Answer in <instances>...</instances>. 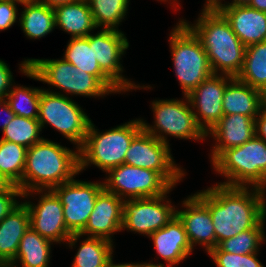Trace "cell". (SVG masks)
<instances>
[{"label": "cell", "mask_w": 266, "mask_h": 267, "mask_svg": "<svg viewBox=\"0 0 266 267\" xmlns=\"http://www.w3.org/2000/svg\"><path fill=\"white\" fill-rule=\"evenodd\" d=\"M71 97L41 91L38 121L41 129L50 125L70 141L74 148H80L87 135L91 118ZM48 124V125H47Z\"/></svg>", "instance_id": "obj_9"}, {"label": "cell", "mask_w": 266, "mask_h": 267, "mask_svg": "<svg viewBox=\"0 0 266 267\" xmlns=\"http://www.w3.org/2000/svg\"><path fill=\"white\" fill-rule=\"evenodd\" d=\"M103 187L123 200L164 195L172 186L156 171L122 164L106 172Z\"/></svg>", "instance_id": "obj_11"}, {"label": "cell", "mask_w": 266, "mask_h": 267, "mask_svg": "<svg viewBox=\"0 0 266 267\" xmlns=\"http://www.w3.org/2000/svg\"><path fill=\"white\" fill-rule=\"evenodd\" d=\"M215 0H206L204 4H212Z\"/></svg>", "instance_id": "obj_49"}, {"label": "cell", "mask_w": 266, "mask_h": 267, "mask_svg": "<svg viewBox=\"0 0 266 267\" xmlns=\"http://www.w3.org/2000/svg\"><path fill=\"white\" fill-rule=\"evenodd\" d=\"M222 108L224 115L238 113L255 119L260 112L258 89L233 77L226 85Z\"/></svg>", "instance_id": "obj_25"}, {"label": "cell", "mask_w": 266, "mask_h": 267, "mask_svg": "<svg viewBox=\"0 0 266 267\" xmlns=\"http://www.w3.org/2000/svg\"><path fill=\"white\" fill-rule=\"evenodd\" d=\"M97 33L89 35V45H94L95 58L101 70L124 92L131 90L151 89L152 86L136 84L122 73V56L129 48V41L126 34L121 30L101 29Z\"/></svg>", "instance_id": "obj_13"}, {"label": "cell", "mask_w": 266, "mask_h": 267, "mask_svg": "<svg viewBox=\"0 0 266 267\" xmlns=\"http://www.w3.org/2000/svg\"><path fill=\"white\" fill-rule=\"evenodd\" d=\"M55 26L70 38L87 37L97 30L90 6L87 0H74L54 9Z\"/></svg>", "instance_id": "obj_24"}, {"label": "cell", "mask_w": 266, "mask_h": 267, "mask_svg": "<svg viewBox=\"0 0 266 267\" xmlns=\"http://www.w3.org/2000/svg\"><path fill=\"white\" fill-rule=\"evenodd\" d=\"M35 196L39 198L34 199ZM30 197L37 200V203L28 200ZM21 199H24L23 202L28 208L30 227L34 231L54 244L67 242L72 234L67 230L64 222L61 200L53 190H34L22 193Z\"/></svg>", "instance_id": "obj_14"}, {"label": "cell", "mask_w": 266, "mask_h": 267, "mask_svg": "<svg viewBox=\"0 0 266 267\" xmlns=\"http://www.w3.org/2000/svg\"><path fill=\"white\" fill-rule=\"evenodd\" d=\"M199 38L213 74L237 77L244 64L246 47L225 17L212 5L203 4L197 20L181 19Z\"/></svg>", "instance_id": "obj_2"}, {"label": "cell", "mask_w": 266, "mask_h": 267, "mask_svg": "<svg viewBox=\"0 0 266 267\" xmlns=\"http://www.w3.org/2000/svg\"><path fill=\"white\" fill-rule=\"evenodd\" d=\"M255 135L266 142V112L261 110L255 118Z\"/></svg>", "instance_id": "obj_39"}, {"label": "cell", "mask_w": 266, "mask_h": 267, "mask_svg": "<svg viewBox=\"0 0 266 267\" xmlns=\"http://www.w3.org/2000/svg\"><path fill=\"white\" fill-rule=\"evenodd\" d=\"M123 199L103 189L97 196L95 206L90 214L87 225L80 234H72L67 247L76 248L81 237H99L114 242L112 237L121 232L123 224Z\"/></svg>", "instance_id": "obj_16"}, {"label": "cell", "mask_w": 266, "mask_h": 267, "mask_svg": "<svg viewBox=\"0 0 266 267\" xmlns=\"http://www.w3.org/2000/svg\"><path fill=\"white\" fill-rule=\"evenodd\" d=\"M10 183L0 174V191H3Z\"/></svg>", "instance_id": "obj_46"}, {"label": "cell", "mask_w": 266, "mask_h": 267, "mask_svg": "<svg viewBox=\"0 0 266 267\" xmlns=\"http://www.w3.org/2000/svg\"><path fill=\"white\" fill-rule=\"evenodd\" d=\"M41 132L42 129L38 119H29L15 115L2 131L3 136L1 140L30 148L44 138L40 137Z\"/></svg>", "instance_id": "obj_33"}, {"label": "cell", "mask_w": 266, "mask_h": 267, "mask_svg": "<svg viewBox=\"0 0 266 267\" xmlns=\"http://www.w3.org/2000/svg\"><path fill=\"white\" fill-rule=\"evenodd\" d=\"M22 6L18 23L28 39L44 38L56 28L53 8L37 0H23Z\"/></svg>", "instance_id": "obj_26"}, {"label": "cell", "mask_w": 266, "mask_h": 267, "mask_svg": "<svg viewBox=\"0 0 266 267\" xmlns=\"http://www.w3.org/2000/svg\"><path fill=\"white\" fill-rule=\"evenodd\" d=\"M259 252L251 254H232L225 251H210L212 261L216 267H265L259 261Z\"/></svg>", "instance_id": "obj_35"}, {"label": "cell", "mask_w": 266, "mask_h": 267, "mask_svg": "<svg viewBox=\"0 0 266 267\" xmlns=\"http://www.w3.org/2000/svg\"><path fill=\"white\" fill-rule=\"evenodd\" d=\"M176 24L169 34V48L173 70L179 81L182 94L187 96L213 72L199 38L181 18Z\"/></svg>", "instance_id": "obj_7"}, {"label": "cell", "mask_w": 266, "mask_h": 267, "mask_svg": "<svg viewBox=\"0 0 266 267\" xmlns=\"http://www.w3.org/2000/svg\"><path fill=\"white\" fill-rule=\"evenodd\" d=\"M113 257H111V259L109 260L108 264H107V267H144L146 265V262H136V263H114L113 261Z\"/></svg>", "instance_id": "obj_41"}, {"label": "cell", "mask_w": 266, "mask_h": 267, "mask_svg": "<svg viewBox=\"0 0 266 267\" xmlns=\"http://www.w3.org/2000/svg\"><path fill=\"white\" fill-rule=\"evenodd\" d=\"M153 124L141 118L143 129L158 140L171 145L168 137L178 139L205 141L206 134L196 122L191 104L187 96L180 99H155L151 101ZM202 140V141H201Z\"/></svg>", "instance_id": "obj_8"}, {"label": "cell", "mask_w": 266, "mask_h": 267, "mask_svg": "<svg viewBox=\"0 0 266 267\" xmlns=\"http://www.w3.org/2000/svg\"><path fill=\"white\" fill-rule=\"evenodd\" d=\"M260 110L266 112V84L258 89Z\"/></svg>", "instance_id": "obj_42"}, {"label": "cell", "mask_w": 266, "mask_h": 267, "mask_svg": "<svg viewBox=\"0 0 266 267\" xmlns=\"http://www.w3.org/2000/svg\"><path fill=\"white\" fill-rule=\"evenodd\" d=\"M233 77L212 74L188 95L199 127L207 134L224 115L222 102L226 85Z\"/></svg>", "instance_id": "obj_17"}, {"label": "cell", "mask_w": 266, "mask_h": 267, "mask_svg": "<svg viewBox=\"0 0 266 267\" xmlns=\"http://www.w3.org/2000/svg\"><path fill=\"white\" fill-rule=\"evenodd\" d=\"M0 111V114H6V118L2 122L1 126V131H3L16 114L11 110L9 103L6 100H0Z\"/></svg>", "instance_id": "obj_40"}, {"label": "cell", "mask_w": 266, "mask_h": 267, "mask_svg": "<svg viewBox=\"0 0 266 267\" xmlns=\"http://www.w3.org/2000/svg\"><path fill=\"white\" fill-rule=\"evenodd\" d=\"M22 198L21 189L9 184L3 191H0V221L5 218L16 207Z\"/></svg>", "instance_id": "obj_37"}, {"label": "cell", "mask_w": 266, "mask_h": 267, "mask_svg": "<svg viewBox=\"0 0 266 267\" xmlns=\"http://www.w3.org/2000/svg\"><path fill=\"white\" fill-rule=\"evenodd\" d=\"M27 148L0 139V174L12 185L21 189L26 164Z\"/></svg>", "instance_id": "obj_30"}, {"label": "cell", "mask_w": 266, "mask_h": 267, "mask_svg": "<svg viewBox=\"0 0 266 267\" xmlns=\"http://www.w3.org/2000/svg\"><path fill=\"white\" fill-rule=\"evenodd\" d=\"M248 6L262 12H266V0H251Z\"/></svg>", "instance_id": "obj_45"}, {"label": "cell", "mask_w": 266, "mask_h": 267, "mask_svg": "<svg viewBox=\"0 0 266 267\" xmlns=\"http://www.w3.org/2000/svg\"><path fill=\"white\" fill-rule=\"evenodd\" d=\"M53 242L42 237L31 227L19 243L15 259L7 267H50Z\"/></svg>", "instance_id": "obj_27"}, {"label": "cell", "mask_w": 266, "mask_h": 267, "mask_svg": "<svg viewBox=\"0 0 266 267\" xmlns=\"http://www.w3.org/2000/svg\"><path fill=\"white\" fill-rule=\"evenodd\" d=\"M237 78L256 89L266 84V41L246 47L244 64Z\"/></svg>", "instance_id": "obj_29"}, {"label": "cell", "mask_w": 266, "mask_h": 267, "mask_svg": "<svg viewBox=\"0 0 266 267\" xmlns=\"http://www.w3.org/2000/svg\"><path fill=\"white\" fill-rule=\"evenodd\" d=\"M182 209V210H181ZM176 215L182 221L193 251L202 246L207 254L216 247V237L209 208L193 193L183 199Z\"/></svg>", "instance_id": "obj_18"}, {"label": "cell", "mask_w": 266, "mask_h": 267, "mask_svg": "<svg viewBox=\"0 0 266 267\" xmlns=\"http://www.w3.org/2000/svg\"><path fill=\"white\" fill-rule=\"evenodd\" d=\"M170 145L142 129L130 143L124 164L158 172L172 187L186 176L185 169L176 164Z\"/></svg>", "instance_id": "obj_10"}, {"label": "cell", "mask_w": 266, "mask_h": 267, "mask_svg": "<svg viewBox=\"0 0 266 267\" xmlns=\"http://www.w3.org/2000/svg\"><path fill=\"white\" fill-rule=\"evenodd\" d=\"M114 242L86 236L80 241V246L72 261L71 267H107L111 257L115 254Z\"/></svg>", "instance_id": "obj_28"}, {"label": "cell", "mask_w": 266, "mask_h": 267, "mask_svg": "<svg viewBox=\"0 0 266 267\" xmlns=\"http://www.w3.org/2000/svg\"><path fill=\"white\" fill-rule=\"evenodd\" d=\"M255 135V119L242 114L223 115L219 122L206 134L213 138L210 163L224 150L241 146Z\"/></svg>", "instance_id": "obj_20"}, {"label": "cell", "mask_w": 266, "mask_h": 267, "mask_svg": "<svg viewBox=\"0 0 266 267\" xmlns=\"http://www.w3.org/2000/svg\"><path fill=\"white\" fill-rule=\"evenodd\" d=\"M19 72L26 77L59 88L45 89L50 93L69 97L84 96L104 98L112 93L93 75L79 71L71 63L61 59L27 58L19 64ZM53 90V91H52ZM63 91V92H62ZM65 93V94H64ZM100 97V98H99Z\"/></svg>", "instance_id": "obj_4"}, {"label": "cell", "mask_w": 266, "mask_h": 267, "mask_svg": "<svg viewBox=\"0 0 266 267\" xmlns=\"http://www.w3.org/2000/svg\"><path fill=\"white\" fill-rule=\"evenodd\" d=\"M15 84L16 83L12 85V88L6 98L11 110L18 116L29 119H37L40 95L44 88L26 87Z\"/></svg>", "instance_id": "obj_34"}, {"label": "cell", "mask_w": 266, "mask_h": 267, "mask_svg": "<svg viewBox=\"0 0 266 267\" xmlns=\"http://www.w3.org/2000/svg\"><path fill=\"white\" fill-rule=\"evenodd\" d=\"M210 210L217 245L266 219V191L218 184L194 193Z\"/></svg>", "instance_id": "obj_1"}, {"label": "cell", "mask_w": 266, "mask_h": 267, "mask_svg": "<svg viewBox=\"0 0 266 267\" xmlns=\"http://www.w3.org/2000/svg\"><path fill=\"white\" fill-rule=\"evenodd\" d=\"M211 164L215 174L225 178L218 184L266 191V142L256 135L241 146L224 150Z\"/></svg>", "instance_id": "obj_6"}, {"label": "cell", "mask_w": 266, "mask_h": 267, "mask_svg": "<svg viewBox=\"0 0 266 267\" xmlns=\"http://www.w3.org/2000/svg\"><path fill=\"white\" fill-rule=\"evenodd\" d=\"M144 267H166V265L164 263H152V261L147 262L146 261V265Z\"/></svg>", "instance_id": "obj_47"}, {"label": "cell", "mask_w": 266, "mask_h": 267, "mask_svg": "<svg viewBox=\"0 0 266 267\" xmlns=\"http://www.w3.org/2000/svg\"><path fill=\"white\" fill-rule=\"evenodd\" d=\"M79 149L43 138L26 152L21 192L53 190L79 175Z\"/></svg>", "instance_id": "obj_3"}, {"label": "cell", "mask_w": 266, "mask_h": 267, "mask_svg": "<svg viewBox=\"0 0 266 267\" xmlns=\"http://www.w3.org/2000/svg\"><path fill=\"white\" fill-rule=\"evenodd\" d=\"M142 129L141 117L104 132H100L91 120L84 143L79 148L80 173L92 165L106 173L124 164L130 143Z\"/></svg>", "instance_id": "obj_5"}, {"label": "cell", "mask_w": 266, "mask_h": 267, "mask_svg": "<svg viewBox=\"0 0 266 267\" xmlns=\"http://www.w3.org/2000/svg\"><path fill=\"white\" fill-rule=\"evenodd\" d=\"M212 6L225 17L245 47L266 41V12L248 5Z\"/></svg>", "instance_id": "obj_19"}, {"label": "cell", "mask_w": 266, "mask_h": 267, "mask_svg": "<svg viewBox=\"0 0 266 267\" xmlns=\"http://www.w3.org/2000/svg\"><path fill=\"white\" fill-rule=\"evenodd\" d=\"M176 1H177V10H179L180 8H182V7H181V5H180L181 3H179V2H180V0H179V1H178V0H176Z\"/></svg>", "instance_id": "obj_50"}, {"label": "cell", "mask_w": 266, "mask_h": 267, "mask_svg": "<svg viewBox=\"0 0 266 267\" xmlns=\"http://www.w3.org/2000/svg\"><path fill=\"white\" fill-rule=\"evenodd\" d=\"M148 238L153 241V249L157 253V259H163L167 263L166 267H174L180 264L193 251L187 239L184 225L177 215Z\"/></svg>", "instance_id": "obj_21"}, {"label": "cell", "mask_w": 266, "mask_h": 267, "mask_svg": "<svg viewBox=\"0 0 266 267\" xmlns=\"http://www.w3.org/2000/svg\"><path fill=\"white\" fill-rule=\"evenodd\" d=\"M97 28L119 30L130 0H87ZM126 16V17H125Z\"/></svg>", "instance_id": "obj_31"}, {"label": "cell", "mask_w": 266, "mask_h": 267, "mask_svg": "<svg viewBox=\"0 0 266 267\" xmlns=\"http://www.w3.org/2000/svg\"><path fill=\"white\" fill-rule=\"evenodd\" d=\"M225 0H215L211 5H248L251 0H232L230 2H223Z\"/></svg>", "instance_id": "obj_44"}, {"label": "cell", "mask_w": 266, "mask_h": 267, "mask_svg": "<svg viewBox=\"0 0 266 267\" xmlns=\"http://www.w3.org/2000/svg\"><path fill=\"white\" fill-rule=\"evenodd\" d=\"M43 4H46L50 8L55 9L58 6L64 5L66 3L72 2L74 0H37Z\"/></svg>", "instance_id": "obj_43"}, {"label": "cell", "mask_w": 266, "mask_h": 267, "mask_svg": "<svg viewBox=\"0 0 266 267\" xmlns=\"http://www.w3.org/2000/svg\"><path fill=\"white\" fill-rule=\"evenodd\" d=\"M74 177L53 191L63 205L64 222L71 234H80L89 220L98 194L104 189L103 181H83Z\"/></svg>", "instance_id": "obj_15"}, {"label": "cell", "mask_w": 266, "mask_h": 267, "mask_svg": "<svg viewBox=\"0 0 266 267\" xmlns=\"http://www.w3.org/2000/svg\"><path fill=\"white\" fill-rule=\"evenodd\" d=\"M174 188L158 197L124 200L121 231L149 237L164 227L176 215L177 206L167 196Z\"/></svg>", "instance_id": "obj_12"}, {"label": "cell", "mask_w": 266, "mask_h": 267, "mask_svg": "<svg viewBox=\"0 0 266 267\" xmlns=\"http://www.w3.org/2000/svg\"><path fill=\"white\" fill-rule=\"evenodd\" d=\"M160 2H168L170 4L171 7H173L175 11H177V1L176 0H157Z\"/></svg>", "instance_id": "obj_48"}, {"label": "cell", "mask_w": 266, "mask_h": 267, "mask_svg": "<svg viewBox=\"0 0 266 267\" xmlns=\"http://www.w3.org/2000/svg\"><path fill=\"white\" fill-rule=\"evenodd\" d=\"M29 227L28 208L21 201L0 221V267H7L15 259L21 238Z\"/></svg>", "instance_id": "obj_22"}, {"label": "cell", "mask_w": 266, "mask_h": 267, "mask_svg": "<svg viewBox=\"0 0 266 267\" xmlns=\"http://www.w3.org/2000/svg\"><path fill=\"white\" fill-rule=\"evenodd\" d=\"M63 59L79 71L95 76L113 95L124 92L101 70L94 54V45H89L87 37L70 38Z\"/></svg>", "instance_id": "obj_23"}, {"label": "cell", "mask_w": 266, "mask_h": 267, "mask_svg": "<svg viewBox=\"0 0 266 267\" xmlns=\"http://www.w3.org/2000/svg\"><path fill=\"white\" fill-rule=\"evenodd\" d=\"M23 0H0V31L8 30L19 22L18 7Z\"/></svg>", "instance_id": "obj_36"}, {"label": "cell", "mask_w": 266, "mask_h": 267, "mask_svg": "<svg viewBox=\"0 0 266 267\" xmlns=\"http://www.w3.org/2000/svg\"><path fill=\"white\" fill-rule=\"evenodd\" d=\"M264 219L254 229L243 231L232 238L220 242L211 251H225L232 254H251L260 251L261 245L266 241Z\"/></svg>", "instance_id": "obj_32"}, {"label": "cell", "mask_w": 266, "mask_h": 267, "mask_svg": "<svg viewBox=\"0 0 266 267\" xmlns=\"http://www.w3.org/2000/svg\"><path fill=\"white\" fill-rule=\"evenodd\" d=\"M14 83L13 72L8 64L0 59V100H6Z\"/></svg>", "instance_id": "obj_38"}]
</instances>
